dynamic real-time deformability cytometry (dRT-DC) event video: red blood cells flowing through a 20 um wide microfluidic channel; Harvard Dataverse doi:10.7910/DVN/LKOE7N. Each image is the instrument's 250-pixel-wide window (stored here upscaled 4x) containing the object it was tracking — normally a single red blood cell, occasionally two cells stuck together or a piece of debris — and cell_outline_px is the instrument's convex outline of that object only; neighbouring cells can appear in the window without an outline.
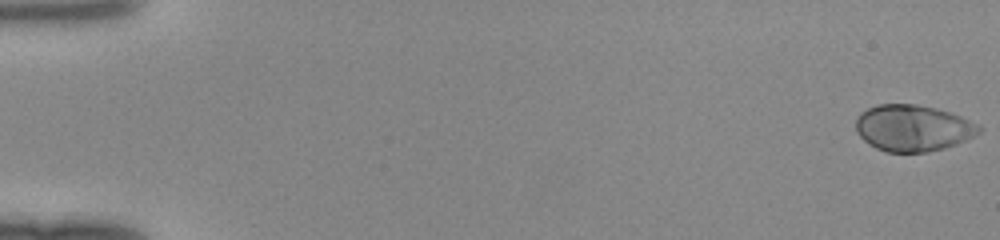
{"species": "human", "species_latin": "Homo sapiens", "temperature_condition": "room temperature", "stored_images_in_passage": 48, "camera_frame_rate_fps": 3000, "um_per_image_px": 0.085, "donor": {"sex": "female"}, "frame": {"image": 1, "passage_image": 1, "time_ms": 0.0, "image_size_px": [1000, 240], "cell_outline_px": [[984, 128], [980, 132], [956, 144], [944, 148], [924, 152], [888, 152], [876, 148], [864, 140], [856, 132], [856, 116], [860, 112], [876, 104], [916, 104], [936, 108], [960, 116], [980, 124]], "centroid_in_image_um": [77.59, 10.87], "position_along_channel_um": 7.4, "area_um2": 33.35}}
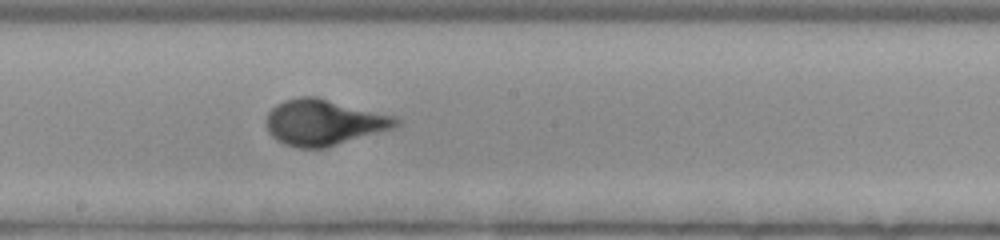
{"frame": {"image": 2, "passage_image": 28, "time_ms": 9.0, "image_size_px": [1000, 240], "cell_outline_px": [[400, 124], [396, 128], [328, 148], [296, 148], [284, 144], [276, 140], [268, 132], [264, 124], [264, 120], [268, 112], [276, 104], [284, 100], [300, 96], [316, 96], [396, 116], [400, 120]], "centroid_in_image_um": [27.53, 10.41], "position_along_channel_um": 220.7, "area_um2": 35.49}}
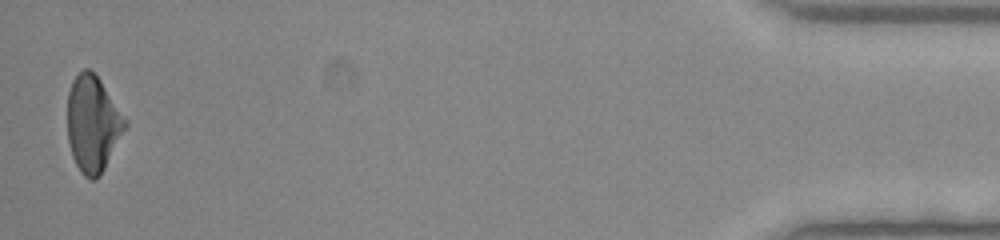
{"frame": {"image": 3, "passage_image": 48, "time_ms": 15.667, "image_size_px": [1000, 240], "cell_outline_px": [[128, 124], [100, 176], [96, 180], [92, 180], [84, 176], [80, 172], [72, 156], [68, 140], [68, 92], [72, 80], [84, 68], [88, 68], [100, 80], [128, 120]], "centroid_in_image_um": [7.89, 10.54], "position_along_channel_um": 427.3, "area_um2": 32.25}}